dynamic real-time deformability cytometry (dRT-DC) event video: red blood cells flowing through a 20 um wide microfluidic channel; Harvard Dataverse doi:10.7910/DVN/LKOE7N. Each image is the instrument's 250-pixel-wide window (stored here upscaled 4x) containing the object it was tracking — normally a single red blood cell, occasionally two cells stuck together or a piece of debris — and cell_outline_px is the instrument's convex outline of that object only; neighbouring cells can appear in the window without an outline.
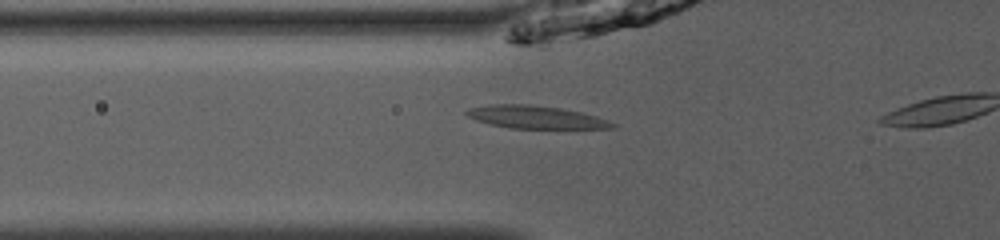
{"species": "common noctule bat (a hibernating species)", "species_latin": "Nyctalus noctula", "temperature_condition": "room temperature", "stored_images_in_passage": 11, "camera_frame_rate_fps": 3000, "um_per_image_px": 0.085, "animal": {"sex": "male", "body_mass_g": 13.0, "forearm_length_mm": 53.1}, "frame": {"image": 1, "passage_image": 10, "time_ms": 3.0, "image_size_px": [1000, 240], "cell_outline_px": [[616, 128], [512, 128], [492, 124], [476, 120], [468, 116], [464, 112], [468, 108], [492, 104], [528, 104], [560, 108], [580, 112], [596, 116], [608, 120], [616, 124]], "centroid_in_image_um": [45.54, 9.95], "position_along_channel_um": 80.3, "area_um2": 19.13}}